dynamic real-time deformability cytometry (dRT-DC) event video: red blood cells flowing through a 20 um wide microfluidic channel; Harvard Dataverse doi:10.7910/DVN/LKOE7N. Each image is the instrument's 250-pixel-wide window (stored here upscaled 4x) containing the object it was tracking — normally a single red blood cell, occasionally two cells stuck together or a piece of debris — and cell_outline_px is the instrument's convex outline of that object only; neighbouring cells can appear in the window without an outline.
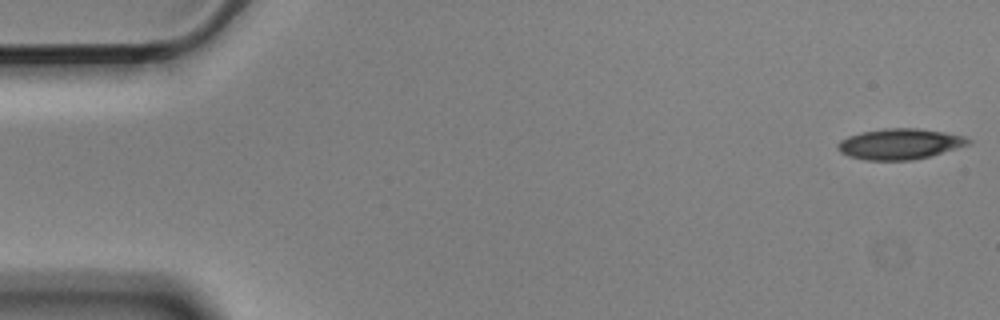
{"species": "Egyptian fruit bat (a non-hibernating species)", "species_latin": "Rousettus aegyptiacus", "temperature_condition": "cold", "stored_images_in_passage": 5, "camera_frame_rate_fps": 3000, "um_per_image_px": 0.085, "animal": {"sex": "male"}, "frame": {"image": 1, "passage_image": 1, "time_ms": 0.0, "image_size_px": [1000, 320], "cell_outline_px": [[972, 140], [968, 144], [956, 148], [928, 156], [912, 160], [864, 160], [848, 156], [840, 152], [836, 148], [836, 144], [840, 140], [848, 136], [860, 132], [884, 128], [916, 128], [944, 132], [964, 136]], "centroid_in_image_um": [76.42, 12.23], "position_along_channel_um": 8.6, "area_um2": 23.29}}
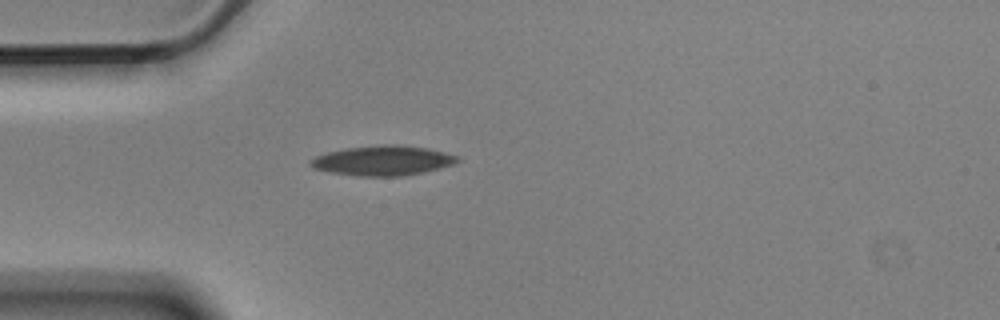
{"frame": {"image": 2, "passage_image": 5, "time_ms": 1.333, "image_size_px": [1000, 320], "cell_outline_px": [[460, 160], [456, 164], [424, 172], [404, 176], [360, 176], [328, 172], [312, 168], [308, 164], [308, 160], [316, 156], [328, 152], [344, 148], [384, 144], [396, 144], [428, 148], [444, 152], [456, 156]], "centroid_in_image_um": [32.51, 13.65], "position_along_channel_um": 52.5, "area_um2": 25.78}}